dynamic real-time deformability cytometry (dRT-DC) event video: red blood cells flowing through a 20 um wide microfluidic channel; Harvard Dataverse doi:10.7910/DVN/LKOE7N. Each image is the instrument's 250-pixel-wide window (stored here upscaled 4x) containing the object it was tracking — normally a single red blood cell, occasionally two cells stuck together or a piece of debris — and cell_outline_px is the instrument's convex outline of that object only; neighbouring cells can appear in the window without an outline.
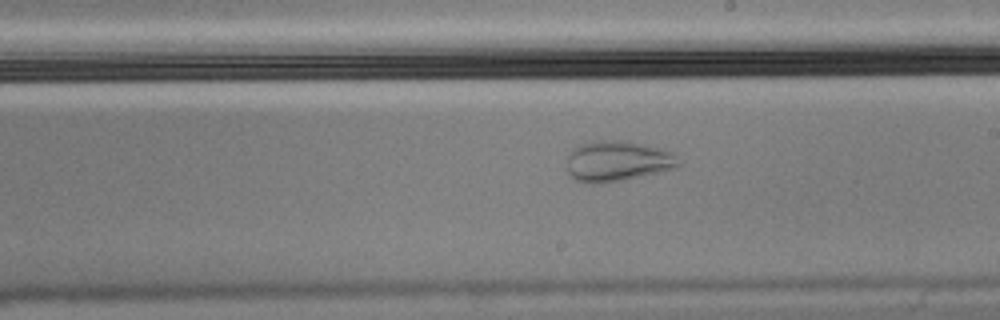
{"species": "Egyptian fruit bat (a non-hibernating species)", "species_latin": "Rousettus aegyptiacus", "temperature_condition": "cold", "stored_images_in_passage": 55, "camera_frame_rate_fps": 3000, "um_per_image_px": 0.085, "animal": {"sex": "male"}, "frame": {"image": 1, "passage_image": 31, "time_ms": 10.0, "image_size_px": [1000, 320], "cell_outline_px": [[680, 164], [676, 168], [624, 180], [596, 184], [592, 184], [576, 180], [568, 172], [568, 156], [572, 148], [580, 144], [592, 140], [628, 140], [676, 152]], "centroid_in_image_um": [52.51, 13.67], "position_along_channel_um": 236.5, "area_um2": 26.76}}